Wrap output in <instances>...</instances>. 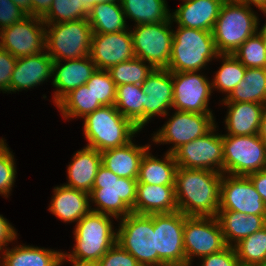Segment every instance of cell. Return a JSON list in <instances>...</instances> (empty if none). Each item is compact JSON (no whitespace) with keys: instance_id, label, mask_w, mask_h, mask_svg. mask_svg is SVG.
Instances as JSON below:
<instances>
[{"instance_id":"cell-1","label":"cell","mask_w":266,"mask_h":266,"mask_svg":"<svg viewBox=\"0 0 266 266\" xmlns=\"http://www.w3.org/2000/svg\"><path fill=\"white\" fill-rule=\"evenodd\" d=\"M222 175L212 170L178 167L175 179L178 210L186 216L216 217Z\"/></svg>"},{"instance_id":"cell-2","label":"cell","mask_w":266,"mask_h":266,"mask_svg":"<svg viewBox=\"0 0 266 266\" xmlns=\"http://www.w3.org/2000/svg\"><path fill=\"white\" fill-rule=\"evenodd\" d=\"M83 119V132L88 141L86 146L100 153L128 144L135 137L134 135L141 131L114 105L102 106Z\"/></svg>"},{"instance_id":"cell-3","label":"cell","mask_w":266,"mask_h":266,"mask_svg":"<svg viewBox=\"0 0 266 266\" xmlns=\"http://www.w3.org/2000/svg\"><path fill=\"white\" fill-rule=\"evenodd\" d=\"M137 179L122 178L101 165L96 174L89 200L91 211L113 216L116 220L134 213Z\"/></svg>"},{"instance_id":"cell-4","label":"cell","mask_w":266,"mask_h":266,"mask_svg":"<svg viewBox=\"0 0 266 266\" xmlns=\"http://www.w3.org/2000/svg\"><path fill=\"white\" fill-rule=\"evenodd\" d=\"M113 216L90 211L76 223L75 245L71 253H63L59 266L67 259L99 261L117 242V232L112 224Z\"/></svg>"},{"instance_id":"cell-5","label":"cell","mask_w":266,"mask_h":266,"mask_svg":"<svg viewBox=\"0 0 266 266\" xmlns=\"http://www.w3.org/2000/svg\"><path fill=\"white\" fill-rule=\"evenodd\" d=\"M218 55L212 32L178 26L173 30L167 69L171 72L200 71Z\"/></svg>"},{"instance_id":"cell-6","label":"cell","mask_w":266,"mask_h":266,"mask_svg":"<svg viewBox=\"0 0 266 266\" xmlns=\"http://www.w3.org/2000/svg\"><path fill=\"white\" fill-rule=\"evenodd\" d=\"M247 5L223 3L212 35L219 54H233L240 45L258 32V16Z\"/></svg>"},{"instance_id":"cell-7","label":"cell","mask_w":266,"mask_h":266,"mask_svg":"<svg viewBox=\"0 0 266 266\" xmlns=\"http://www.w3.org/2000/svg\"><path fill=\"white\" fill-rule=\"evenodd\" d=\"M47 26V27H46ZM45 50L54 61L72 60L90 55L92 27L88 19L45 24Z\"/></svg>"},{"instance_id":"cell-8","label":"cell","mask_w":266,"mask_h":266,"mask_svg":"<svg viewBox=\"0 0 266 266\" xmlns=\"http://www.w3.org/2000/svg\"><path fill=\"white\" fill-rule=\"evenodd\" d=\"M117 244L129 252L142 266H165L156 251L153 214L130 213L120 218Z\"/></svg>"},{"instance_id":"cell-9","label":"cell","mask_w":266,"mask_h":266,"mask_svg":"<svg viewBox=\"0 0 266 266\" xmlns=\"http://www.w3.org/2000/svg\"><path fill=\"white\" fill-rule=\"evenodd\" d=\"M224 174L248 176L266 168V142L258 135H222Z\"/></svg>"},{"instance_id":"cell-10","label":"cell","mask_w":266,"mask_h":266,"mask_svg":"<svg viewBox=\"0 0 266 266\" xmlns=\"http://www.w3.org/2000/svg\"><path fill=\"white\" fill-rule=\"evenodd\" d=\"M172 22L171 18L162 23L135 24L130 30L135 57L154 69H167L173 41Z\"/></svg>"},{"instance_id":"cell-11","label":"cell","mask_w":266,"mask_h":266,"mask_svg":"<svg viewBox=\"0 0 266 266\" xmlns=\"http://www.w3.org/2000/svg\"><path fill=\"white\" fill-rule=\"evenodd\" d=\"M227 247L221 226L216 217L186 216L184 223V252L186 264L193 257L217 253Z\"/></svg>"},{"instance_id":"cell-12","label":"cell","mask_w":266,"mask_h":266,"mask_svg":"<svg viewBox=\"0 0 266 266\" xmlns=\"http://www.w3.org/2000/svg\"><path fill=\"white\" fill-rule=\"evenodd\" d=\"M213 114H201L176 110L161 129L154 133L152 141L173 146L167 152L173 154L182 145L204 136L216 124Z\"/></svg>"},{"instance_id":"cell-13","label":"cell","mask_w":266,"mask_h":266,"mask_svg":"<svg viewBox=\"0 0 266 266\" xmlns=\"http://www.w3.org/2000/svg\"><path fill=\"white\" fill-rule=\"evenodd\" d=\"M216 126L173 153L178 167L212 170L224 174L222 134L214 133Z\"/></svg>"},{"instance_id":"cell-14","label":"cell","mask_w":266,"mask_h":266,"mask_svg":"<svg viewBox=\"0 0 266 266\" xmlns=\"http://www.w3.org/2000/svg\"><path fill=\"white\" fill-rule=\"evenodd\" d=\"M184 223L185 215L179 210L153 214L157 255L166 265L186 264Z\"/></svg>"},{"instance_id":"cell-15","label":"cell","mask_w":266,"mask_h":266,"mask_svg":"<svg viewBox=\"0 0 266 266\" xmlns=\"http://www.w3.org/2000/svg\"><path fill=\"white\" fill-rule=\"evenodd\" d=\"M45 23L41 17L27 15L0 30V47L19 58L45 51Z\"/></svg>"},{"instance_id":"cell-16","label":"cell","mask_w":266,"mask_h":266,"mask_svg":"<svg viewBox=\"0 0 266 266\" xmlns=\"http://www.w3.org/2000/svg\"><path fill=\"white\" fill-rule=\"evenodd\" d=\"M198 71L172 72V108L201 114H213L208 108L212 84Z\"/></svg>"},{"instance_id":"cell-17","label":"cell","mask_w":266,"mask_h":266,"mask_svg":"<svg viewBox=\"0 0 266 266\" xmlns=\"http://www.w3.org/2000/svg\"><path fill=\"white\" fill-rule=\"evenodd\" d=\"M219 210L266 216V205L248 176L222 175Z\"/></svg>"},{"instance_id":"cell-18","label":"cell","mask_w":266,"mask_h":266,"mask_svg":"<svg viewBox=\"0 0 266 266\" xmlns=\"http://www.w3.org/2000/svg\"><path fill=\"white\" fill-rule=\"evenodd\" d=\"M89 56L103 70L135 58L130 30L92 34Z\"/></svg>"},{"instance_id":"cell-19","label":"cell","mask_w":266,"mask_h":266,"mask_svg":"<svg viewBox=\"0 0 266 266\" xmlns=\"http://www.w3.org/2000/svg\"><path fill=\"white\" fill-rule=\"evenodd\" d=\"M144 93V126L154 116H167L172 108L173 81L168 69H153L141 84Z\"/></svg>"},{"instance_id":"cell-20","label":"cell","mask_w":266,"mask_h":266,"mask_svg":"<svg viewBox=\"0 0 266 266\" xmlns=\"http://www.w3.org/2000/svg\"><path fill=\"white\" fill-rule=\"evenodd\" d=\"M53 62L52 85L56 87L53 96L54 104H57L71 90L85 84L96 71L97 67L90 56Z\"/></svg>"},{"instance_id":"cell-21","label":"cell","mask_w":266,"mask_h":266,"mask_svg":"<svg viewBox=\"0 0 266 266\" xmlns=\"http://www.w3.org/2000/svg\"><path fill=\"white\" fill-rule=\"evenodd\" d=\"M53 62L47 50L32 56L17 58L11 78V91L31 89L47 81L52 77Z\"/></svg>"},{"instance_id":"cell-22","label":"cell","mask_w":266,"mask_h":266,"mask_svg":"<svg viewBox=\"0 0 266 266\" xmlns=\"http://www.w3.org/2000/svg\"><path fill=\"white\" fill-rule=\"evenodd\" d=\"M222 4V0H183L171 18L180 27L212 32Z\"/></svg>"},{"instance_id":"cell-23","label":"cell","mask_w":266,"mask_h":266,"mask_svg":"<svg viewBox=\"0 0 266 266\" xmlns=\"http://www.w3.org/2000/svg\"><path fill=\"white\" fill-rule=\"evenodd\" d=\"M48 210L64 222H78L91 211L89 193L67 187L56 186Z\"/></svg>"},{"instance_id":"cell-24","label":"cell","mask_w":266,"mask_h":266,"mask_svg":"<svg viewBox=\"0 0 266 266\" xmlns=\"http://www.w3.org/2000/svg\"><path fill=\"white\" fill-rule=\"evenodd\" d=\"M177 210L175 185L137 184L134 213L151 215Z\"/></svg>"},{"instance_id":"cell-25","label":"cell","mask_w":266,"mask_h":266,"mask_svg":"<svg viewBox=\"0 0 266 266\" xmlns=\"http://www.w3.org/2000/svg\"><path fill=\"white\" fill-rule=\"evenodd\" d=\"M228 112L225 118L227 134L247 136L258 134L265 105L252 102H223Z\"/></svg>"},{"instance_id":"cell-26","label":"cell","mask_w":266,"mask_h":266,"mask_svg":"<svg viewBox=\"0 0 266 266\" xmlns=\"http://www.w3.org/2000/svg\"><path fill=\"white\" fill-rule=\"evenodd\" d=\"M151 145L128 144L101 152L102 165L119 177L137 179L141 160Z\"/></svg>"},{"instance_id":"cell-27","label":"cell","mask_w":266,"mask_h":266,"mask_svg":"<svg viewBox=\"0 0 266 266\" xmlns=\"http://www.w3.org/2000/svg\"><path fill=\"white\" fill-rule=\"evenodd\" d=\"M101 165V153L85 146L74 154L71 163L67 166L68 183L63 185L90 193Z\"/></svg>"},{"instance_id":"cell-28","label":"cell","mask_w":266,"mask_h":266,"mask_svg":"<svg viewBox=\"0 0 266 266\" xmlns=\"http://www.w3.org/2000/svg\"><path fill=\"white\" fill-rule=\"evenodd\" d=\"M216 218L227 246L232 247L266 226V216L246 215L234 210H218Z\"/></svg>"},{"instance_id":"cell-29","label":"cell","mask_w":266,"mask_h":266,"mask_svg":"<svg viewBox=\"0 0 266 266\" xmlns=\"http://www.w3.org/2000/svg\"><path fill=\"white\" fill-rule=\"evenodd\" d=\"M1 251L0 266H59L63 252L28 245ZM2 261V262H1Z\"/></svg>"},{"instance_id":"cell-30","label":"cell","mask_w":266,"mask_h":266,"mask_svg":"<svg viewBox=\"0 0 266 266\" xmlns=\"http://www.w3.org/2000/svg\"><path fill=\"white\" fill-rule=\"evenodd\" d=\"M148 150L140 164L137 184L175 185L178 165L174 155L166 152L161 160Z\"/></svg>"},{"instance_id":"cell-31","label":"cell","mask_w":266,"mask_h":266,"mask_svg":"<svg viewBox=\"0 0 266 266\" xmlns=\"http://www.w3.org/2000/svg\"><path fill=\"white\" fill-rule=\"evenodd\" d=\"M87 19L93 34L121 32L128 28L120 2L96 3Z\"/></svg>"},{"instance_id":"cell-32","label":"cell","mask_w":266,"mask_h":266,"mask_svg":"<svg viewBox=\"0 0 266 266\" xmlns=\"http://www.w3.org/2000/svg\"><path fill=\"white\" fill-rule=\"evenodd\" d=\"M222 102L266 105V68H247L244 78Z\"/></svg>"},{"instance_id":"cell-33","label":"cell","mask_w":266,"mask_h":266,"mask_svg":"<svg viewBox=\"0 0 266 266\" xmlns=\"http://www.w3.org/2000/svg\"><path fill=\"white\" fill-rule=\"evenodd\" d=\"M126 18L137 25L162 23L171 19L166 0H120Z\"/></svg>"},{"instance_id":"cell-34","label":"cell","mask_w":266,"mask_h":266,"mask_svg":"<svg viewBox=\"0 0 266 266\" xmlns=\"http://www.w3.org/2000/svg\"><path fill=\"white\" fill-rule=\"evenodd\" d=\"M114 106L140 130L144 128V93L141 85L123 84L117 86Z\"/></svg>"},{"instance_id":"cell-35","label":"cell","mask_w":266,"mask_h":266,"mask_svg":"<svg viewBox=\"0 0 266 266\" xmlns=\"http://www.w3.org/2000/svg\"><path fill=\"white\" fill-rule=\"evenodd\" d=\"M57 108L65 119L84 118L103 105L95 99L86 84L71 90L57 104Z\"/></svg>"},{"instance_id":"cell-36","label":"cell","mask_w":266,"mask_h":266,"mask_svg":"<svg viewBox=\"0 0 266 266\" xmlns=\"http://www.w3.org/2000/svg\"><path fill=\"white\" fill-rule=\"evenodd\" d=\"M233 247L240 266H266V226Z\"/></svg>"},{"instance_id":"cell-37","label":"cell","mask_w":266,"mask_h":266,"mask_svg":"<svg viewBox=\"0 0 266 266\" xmlns=\"http://www.w3.org/2000/svg\"><path fill=\"white\" fill-rule=\"evenodd\" d=\"M218 58L222 59L223 63L211 81L212 90L227 93L223 98L225 99L244 78L247 68L232 54H219Z\"/></svg>"},{"instance_id":"cell-38","label":"cell","mask_w":266,"mask_h":266,"mask_svg":"<svg viewBox=\"0 0 266 266\" xmlns=\"http://www.w3.org/2000/svg\"><path fill=\"white\" fill-rule=\"evenodd\" d=\"M139 58H133L110 67L111 79L116 87L123 84L141 85L148 75L153 71V67Z\"/></svg>"},{"instance_id":"cell-39","label":"cell","mask_w":266,"mask_h":266,"mask_svg":"<svg viewBox=\"0 0 266 266\" xmlns=\"http://www.w3.org/2000/svg\"><path fill=\"white\" fill-rule=\"evenodd\" d=\"M89 12L82 0H53L42 20L45 24L65 23L87 18Z\"/></svg>"},{"instance_id":"cell-40","label":"cell","mask_w":266,"mask_h":266,"mask_svg":"<svg viewBox=\"0 0 266 266\" xmlns=\"http://www.w3.org/2000/svg\"><path fill=\"white\" fill-rule=\"evenodd\" d=\"M232 55L246 68H266V48L258 32L240 45Z\"/></svg>"},{"instance_id":"cell-41","label":"cell","mask_w":266,"mask_h":266,"mask_svg":"<svg viewBox=\"0 0 266 266\" xmlns=\"http://www.w3.org/2000/svg\"><path fill=\"white\" fill-rule=\"evenodd\" d=\"M85 84L103 106L115 104L116 85L107 70L96 69Z\"/></svg>"},{"instance_id":"cell-42","label":"cell","mask_w":266,"mask_h":266,"mask_svg":"<svg viewBox=\"0 0 266 266\" xmlns=\"http://www.w3.org/2000/svg\"><path fill=\"white\" fill-rule=\"evenodd\" d=\"M7 143L0 139V195L10 196V191L16 178V166L14 155L7 147Z\"/></svg>"},{"instance_id":"cell-43","label":"cell","mask_w":266,"mask_h":266,"mask_svg":"<svg viewBox=\"0 0 266 266\" xmlns=\"http://www.w3.org/2000/svg\"><path fill=\"white\" fill-rule=\"evenodd\" d=\"M101 266H142L129 252L115 243L99 260Z\"/></svg>"},{"instance_id":"cell-44","label":"cell","mask_w":266,"mask_h":266,"mask_svg":"<svg viewBox=\"0 0 266 266\" xmlns=\"http://www.w3.org/2000/svg\"><path fill=\"white\" fill-rule=\"evenodd\" d=\"M16 62V57L0 47V91L3 93H11V78Z\"/></svg>"},{"instance_id":"cell-45","label":"cell","mask_w":266,"mask_h":266,"mask_svg":"<svg viewBox=\"0 0 266 266\" xmlns=\"http://www.w3.org/2000/svg\"><path fill=\"white\" fill-rule=\"evenodd\" d=\"M200 266H240L234 247L227 246L223 250L202 257Z\"/></svg>"},{"instance_id":"cell-46","label":"cell","mask_w":266,"mask_h":266,"mask_svg":"<svg viewBox=\"0 0 266 266\" xmlns=\"http://www.w3.org/2000/svg\"><path fill=\"white\" fill-rule=\"evenodd\" d=\"M26 16L11 0H0V30L21 21Z\"/></svg>"},{"instance_id":"cell-47","label":"cell","mask_w":266,"mask_h":266,"mask_svg":"<svg viewBox=\"0 0 266 266\" xmlns=\"http://www.w3.org/2000/svg\"><path fill=\"white\" fill-rule=\"evenodd\" d=\"M17 239V232L9 221L0 215V252L8 246L9 242ZM5 246V247H4ZM4 247V248H3Z\"/></svg>"},{"instance_id":"cell-48","label":"cell","mask_w":266,"mask_h":266,"mask_svg":"<svg viewBox=\"0 0 266 266\" xmlns=\"http://www.w3.org/2000/svg\"><path fill=\"white\" fill-rule=\"evenodd\" d=\"M248 177L266 205V168L249 174Z\"/></svg>"},{"instance_id":"cell-49","label":"cell","mask_w":266,"mask_h":266,"mask_svg":"<svg viewBox=\"0 0 266 266\" xmlns=\"http://www.w3.org/2000/svg\"><path fill=\"white\" fill-rule=\"evenodd\" d=\"M53 0H31L32 16L43 17L52 4Z\"/></svg>"},{"instance_id":"cell-50","label":"cell","mask_w":266,"mask_h":266,"mask_svg":"<svg viewBox=\"0 0 266 266\" xmlns=\"http://www.w3.org/2000/svg\"><path fill=\"white\" fill-rule=\"evenodd\" d=\"M15 5H17L21 11L26 15L32 16V4L31 0H11Z\"/></svg>"},{"instance_id":"cell-51","label":"cell","mask_w":266,"mask_h":266,"mask_svg":"<svg viewBox=\"0 0 266 266\" xmlns=\"http://www.w3.org/2000/svg\"><path fill=\"white\" fill-rule=\"evenodd\" d=\"M242 4L247 5L249 7H251L253 4L264 14L266 13V0H242Z\"/></svg>"},{"instance_id":"cell-52","label":"cell","mask_w":266,"mask_h":266,"mask_svg":"<svg viewBox=\"0 0 266 266\" xmlns=\"http://www.w3.org/2000/svg\"><path fill=\"white\" fill-rule=\"evenodd\" d=\"M258 135L266 142V105L263 110Z\"/></svg>"},{"instance_id":"cell-53","label":"cell","mask_w":266,"mask_h":266,"mask_svg":"<svg viewBox=\"0 0 266 266\" xmlns=\"http://www.w3.org/2000/svg\"><path fill=\"white\" fill-rule=\"evenodd\" d=\"M72 262L73 266H101L99 261H83V260H74L68 259Z\"/></svg>"},{"instance_id":"cell-54","label":"cell","mask_w":266,"mask_h":266,"mask_svg":"<svg viewBox=\"0 0 266 266\" xmlns=\"http://www.w3.org/2000/svg\"><path fill=\"white\" fill-rule=\"evenodd\" d=\"M120 2V0H82V4L90 11L96 3Z\"/></svg>"},{"instance_id":"cell-55","label":"cell","mask_w":266,"mask_h":266,"mask_svg":"<svg viewBox=\"0 0 266 266\" xmlns=\"http://www.w3.org/2000/svg\"><path fill=\"white\" fill-rule=\"evenodd\" d=\"M258 33L262 36L266 48V23L264 24V26H262Z\"/></svg>"},{"instance_id":"cell-56","label":"cell","mask_w":266,"mask_h":266,"mask_svg":"<svg viewBox=\"0 0 266 266\" xmlns=\"http://www.w3.org/2000/svg\"><path fill=\"white\" fill-rule=\"evenodd\" d=\"M223 3H241L242 0H222Z\"/></svg>"},{"instance_id":"cell-57","label":"cell","mask_w":266,"mask_h":266,"mask_svg":"<svg viewBox=\"0 0 266 266\" xmlns=\"http://www.w3.org/2000/svg\"><path fill=\"white\" fill-rule=\"evenodd\" d=\"M165 266H191V265L184 264V265H165Z\"/></svg>"}]
</instances>
